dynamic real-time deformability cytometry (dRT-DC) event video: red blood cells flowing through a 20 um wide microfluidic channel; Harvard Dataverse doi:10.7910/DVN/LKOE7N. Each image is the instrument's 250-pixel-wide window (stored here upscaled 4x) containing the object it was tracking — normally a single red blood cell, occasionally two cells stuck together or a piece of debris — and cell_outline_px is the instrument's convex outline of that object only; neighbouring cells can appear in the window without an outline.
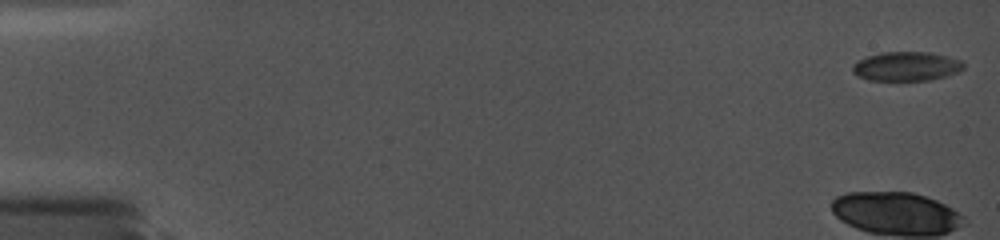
{"species": "common noctule bat (a hibernating species)", "species_latin": "Nyctalus noctula", "temperature_condition": "cold", "stored_images_in_passage": 14, "camera_frame_rate_fps": 5000, "um_per_image_px": 0.085, "animal": {"sex": "female", "body_mass_g": 19.0, "forearm_length_mm": 56.7}, "frame": {"image": 1, "passage_image": 1, "time_ms": 0.0, "image_size_px": [1000, 240], "cell_outline_px": [[964, 68], [960, 72], [928, 80], [868, 80], [856, 76], [852, 72], [852, 64], [856, 60], [880, 52], [928, 52], [948, 56], [960, 60], [964, 64]], "centroid_in_image_um": [77.0, 5.63], "position_along_channel_um": 8.0, "area_um2": 19.02}}